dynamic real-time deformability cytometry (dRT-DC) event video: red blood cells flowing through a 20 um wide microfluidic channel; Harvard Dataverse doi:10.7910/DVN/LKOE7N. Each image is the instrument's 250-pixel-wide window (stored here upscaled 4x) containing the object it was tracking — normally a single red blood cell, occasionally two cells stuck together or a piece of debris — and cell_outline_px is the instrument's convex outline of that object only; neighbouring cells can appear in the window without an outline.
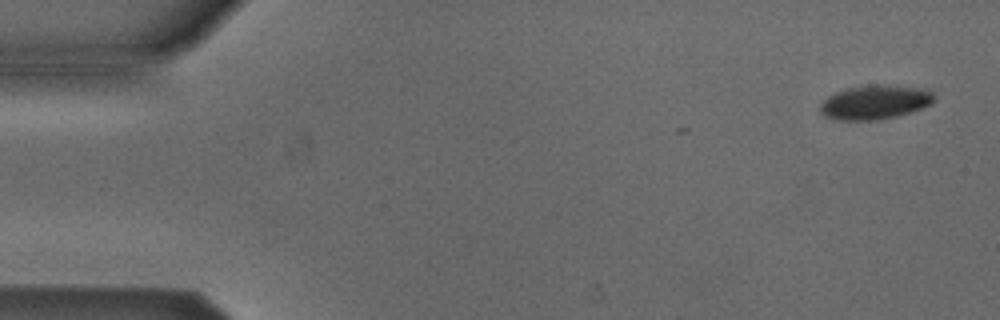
{"species": "Egyptian fruit bat (a non-hibernating species)", "species_latin": "Rousettus aegyptiacus", "temperature_condition": "cold", "stored_images_in_passage": 4, "camera_frame_rate_fps": 3000, "um_per_image_px": 0.085, "animal": {"sex": "male"}, "frame": {"image": 1, "passage_image": 1, "time_ms": 0.0, "image_size_px": [1000, 320], "cell_outline_px": [[936, 100], [912, 112], [896, 116], [876, 120], [836, 120], [824, 116], [820, 112], [820, 104], [828, 96], [836, 92], [848, 88], [880, 84], [912, 88], [932, 92]], "centroid_in_image_um": [74.31, 8.71], "position_along_channel_um": 10.7, "area_um2": 22.25}}
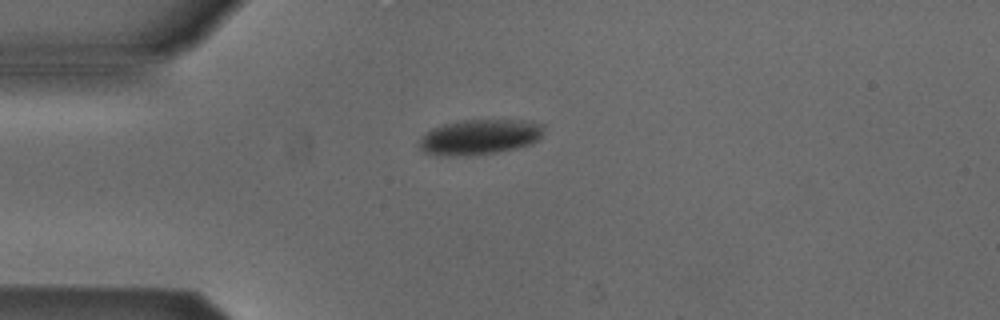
{"frame": {"image": 2, "passage_image": 4, "time_ms": 1.0, "image_size_px": [1000, 320], "cell_outline_px": [[544, 124], [540, 136], [536, 140], [528, 144], [512, 148], [492, 152], [424, 152], [420, 148], [420, 140], [432, 128], [444, 124], [464, 120], [532, 120]], "centroid_in_image_um": [40.87, 11.55], "position_along_channel_um": 44.1, "area_um2": 23.81}}